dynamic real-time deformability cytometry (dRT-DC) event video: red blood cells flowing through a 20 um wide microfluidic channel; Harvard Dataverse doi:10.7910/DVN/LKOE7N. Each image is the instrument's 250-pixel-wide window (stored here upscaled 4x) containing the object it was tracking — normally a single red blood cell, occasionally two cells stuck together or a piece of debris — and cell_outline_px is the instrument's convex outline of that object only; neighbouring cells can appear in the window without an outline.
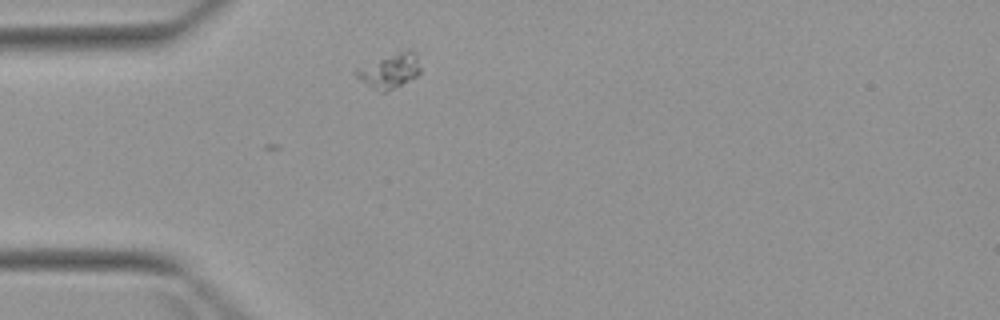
{"species": "Egyptian fruit bat (a non-hibernating species)", "species_latin": "Rousettus aegyptiacus", "temperature_condition": "warm", "stored_images_in_passage": 2, "camera_frame_rate_fps": 3000, "um_per_image_px": 0.085, "animal": {"sex": "female"}, "frame": {"image": 1, "passage_image": 1, "time_ms": 0.0, "image_size_px": [1000, 320], "cell_outline_px": [[420, 72], [416, 76], [384, 92], [380, 92], [372, 88], [360, 80], [352, 72], [356, 68], [408, 48], [412, 48], [416, 52], [420, 68]], "centroid_in_image_um": [33.12, 5.99], "position_along_channel_um": 51.9, "area_um2": 12.72}}